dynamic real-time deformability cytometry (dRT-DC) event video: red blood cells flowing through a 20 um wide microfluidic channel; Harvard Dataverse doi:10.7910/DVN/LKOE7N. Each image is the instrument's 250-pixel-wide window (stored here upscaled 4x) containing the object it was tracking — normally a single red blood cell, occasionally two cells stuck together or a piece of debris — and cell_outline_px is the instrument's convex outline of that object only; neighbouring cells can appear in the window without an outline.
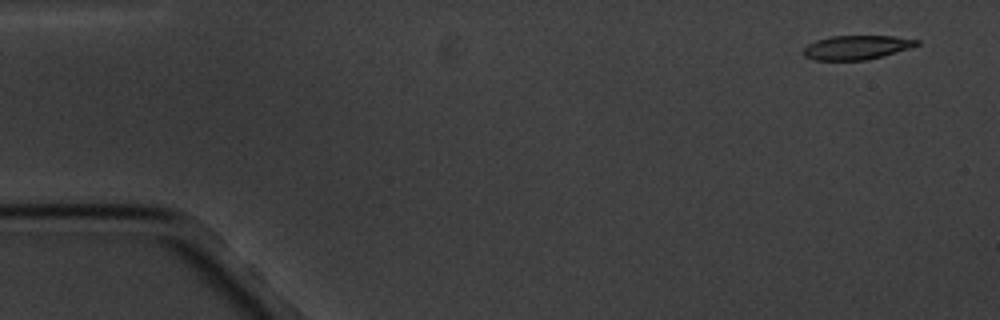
{"species": "common noctule bat (a hibernating species)", "species_latin": "Nyctalus noctula", "temperature_condition": "cold", "stored_images_in_passage": 4, "camera_frame_rate_fps": 3000, "um_per_image_px": 0.085, "animal": {"sex": "male", "body_mass_g": 20.1, "forearm_length_mm": 53.5}, "frame": {"image": 1, "passage_image": 1, "time_ms": 0.0, "image_size_px": [1000, 320], "cell_outline_px": [[920, 44], [884, 56], [868, 60], [816, 60], [804, 56], [804, 48], [808, 44], [816, 40], [832, 36], [892, 36], [920, 40]], "centroid_in_image_um": [72.82, 4.03], "position_along_channel_um": 12.2, "area_um2": 15.84}}
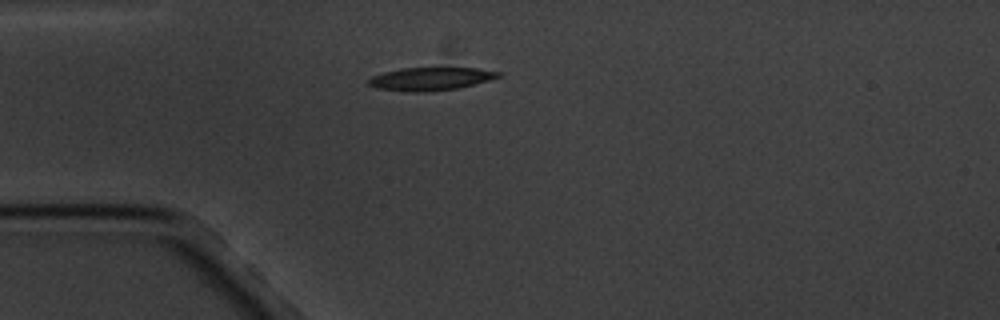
{"frame": {"image": 2, "passage_image": 4, "time_ms": 4.0, "image_size_px": [1000, 320], "cell_outline_px": [[504, 76], [460, 88], [428, 92], [408, 92], [376, 88], [368, 84], [368, 80], [372, 76], [384, 72], [400, 68], [476, 68], [504, 72]], "centroid_in_image_um": [36.65, 6.7], "position_along_channel_um": 48.3, "area_um2": 17.69}}